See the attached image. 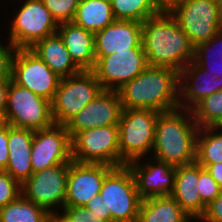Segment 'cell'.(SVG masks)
<instances>
[{
    "label": "cell",
    "instance_id": "1",
    "mask_svg": "<svg viewBox=\"0 0 222 222\" xmlns=\"http://www.w3.org/2000/svg\"><path fill=\"white\" fill-rule=\"evenodd\" d=\"M141 44L148 66L173 69L186 80L210 66L169 12H160L142 22Z\"/></svg>",
    "mask_w": 222,
    "mask_h": 222
},
{
    "label": "cell",
    "instance_id": "2",
    "mask_svg": "<svg viewBox=\"0 0 222 222\" xmlns=\"http://www.w3.org/2000/svg\"><path fill=\"white\" fill-rule=\"evenodd\" d=\"M186 81L173 69L148 66L117 90L122 109L176 110L186 104Z\"/></svg>",
    "mask_w": 222,
    "mask_h": 222
},
{
    "label": "cell",
    "instance_id": "3",
    "mask_svg": "<svg viewBox=\"0 0 222 222\" xmlns=\"http://www.w3.org/2000/svg\"><path fill=\"white\" fill-rule=\"evenodd\" d=\"M169 13L210 65H222V15L216 0H182Z\"/></svg>",
    "mask_w": 222,
    "mask_h": 222
},
{
    "label": "cell",
    "instance_id": "4",
    "mask_svg": "<svg viewBox=\"0 0 222 222\" xmlns=\"http://www.w3.org/2000/svg\"><path fill=\"white\" fill-rule=\"evenodd\" d=\"M198 130L191 109L186 104L160 113L155 123L151 157L174 167L196 162Z\"/></svg>",
    "mask_w": 222,
    "mask_h": 222
},
{
    "label": "cell",
    "instance_id": "5",
    "mask_svg": "<svg viewBox=\"0 0 222 222\" xmlns=\"http://www.w3.org/2000/svg\"><path fill=\"white\" fill-rule=\"evenodd\" d=\"M11 2V7L18 5L19 8L15 7L14 11L9 9L8 11L12 12L5 15L6 17L9 15L5 22L8 25L1 24L6 30L4 33L6 39L17 49H30L37 41L57 33L58 24L42 0H11Z\"/></svg>",
    "mask_w": 222,
    "mask_h": 222
},
{
    "label": "cell",
    "instance_id": "6",
    "mask_svg": "<svg viewBox=\"0 0 222 222\" xmlns=\"http://www.w3.org/2000/svg\"><path fill=\"white\" fill-rule=\"evenodd\" d=\"M186 105L199 128L222 123V65H210L187 79Z\"/></svg>",
    "mask_w": 222,
    "mask_h": 222
},
{
    "label": "cell",
    "instance_id": "7",
    "mask_svg": "<svg viewBox=\"0 0 222 222\" xmlns=\"http://www.w3.org/2000/svg\"><path fill=\"white\" fill-rule=\"evenodd\" d=\"M160 112L152 109H123L118 123L121 166L151 157L155 123Z\"/></svg>",
    "mask_w": 222,
    "mask_h": 222
},
{
    "label": "cell",
    "instance_id": "8",
    "mask_svg": "<svg viewBox=\"0 0 222 222\" xmlns=\"http://www.w3.org/2000/svg\"><path fill=\"white\" fill-rule=\"evenodd\" d=\"M100 195L108 222H136L141 204L135 179L128 165L114 167L102 183Z\"/></svg>",
    "mask_w": 222,
    "mask_h": 222
},
{
    "label": "cell",
    "instance_id": "9",
    "mask_svg": "<svg viewBox=\"0 0 222 222\" xmlns=\"http://www.w3.org/2000/svg\"><path fill=\"white\" fill-rule=\"evenodd\" d=\"M102 90L103 88L92 70H81L75 75L61 78L51 101L54 124L64 126Z\"/></svg>",
    "mask_w": 222,
    "mask_h": 222
},
{
    "label": "cell",
    "instance_id": "10",
    "mask_svg": "<svg viewBox=\"0 0 222 222\" xmlns=\"http://www.w3.org/2000/svg\"><path fill=\"white\" fill-rule=\"evenodd\" d=\"M3 121L33 131L48 128L54 124L51 102L11 80Z\"/></svg>",
    "mask_w": 222,
    "mask_h": 222
},
{
    "label": "cell",
    "instance_id": "11",
    "mask_svg": "<svg viewBox=\"0 0 222 222\" xmlns=\"http://www.w3.org/2000/svg\"><path fill=\"white\" fill-rule=\"evenodd\" d=\"M72 160L121 166L118 124L77 132L71 138Z\"/></svg>",
    "mask_w": 222,
    "mask_h": 222
},
{
    "label": "cell",
    "instance_id": "12",
    "mask_svg": "<svg viewBox=\"0 0 222 222\" xmlns=\"http://www.w3.org/2000/svg\"><path fill=\"white\" fill-rule=\"evenodd\" d=\"M69 163L33 172L21 185V194L49 213H60L66 198Z\"/></svg>",
    "mask_w": 222,
    "mask_h": 222
},
{
    "label": "cell",
    "instance_id": "13",
    "mask_svg": "<svg viewBox=\"0 0 222 222\" xmlns=\"http://www.w3.org/2000/svg\"><path fill=\"white\" fill-rule=\"evenodd\" d=\"M11 80L51 102L61 78L30 49H17L12 60Z\"/></svg>",
    "mask_w": 222,
    "mask_h": 222
},
{
    "label": "cell",
    "instance_id": "14",
    "mask_svg": "<svg viewBox=\"0 0 222 222\" xmlns=\"http://www.w3.org/2000/svg\"><path fill=\"white\" fill-rule=\"evenodd\" d=\"M95 58L96 63L92 71L103 90L117 91L148 67L143 49H132Z\"/></svg>",
    "mask_w": 222,
    "mask_h": 222
},
{
    "label": "cell",
    "instance_id": "15",
    "mask_svg": "<svg viewBox=\"0 0 222 222\" xmlns=\"http://www.w3.org/2000/svg\"><path fill=\"white\" fill-rule=\"evenodd\" d=\"M71 161V137L65 126L53 124L34 131L31 150L33 172Z\"/></svg>",
    "mask_w": 222,
    "mask_h": 222
},
{
    "label": "cell",
    "instance_id": "16",
    "mask_svg": "<svg viewBox=\"0 0 222 222\" xmlns=\"http://www.w3.org/2000/svg\"><path fill=\"white\" fill-rule=\"evenodd\" d=\"M113 166L101 163H80L72 160L67 175L64 207L85 206L100 194L105 176Z\"/></svg>",
    "mask_w": 222,
    "mask_h": 222
},
{
    "label": "cell",
    "instance_id": "17",
    "mask_svg": "<svg viewBox=\"0 0 222 222\" xmlns=\"http://www.w3.org/2000/svg\"><path fill=\"white\" fill-rule=\"evenodd\" d=\"M122 110L118 91L102 90L64 126L72 138L80 131L118 124Z\"/></svg>",
    "mask_w": 222,
    "mask_h": 222
},
{
    "label": "cell",
    "instance_id": "18",
    "mask_svg": "<svg viewBox=\"0 0 222 222\" xmlns=\"http://www.w3.org/2000/svg\"><path fill=\"white\" fill-rule=\"evenodd\" d=\"M133 173L141 199L171 196L174 190L176 167L145 157L127 164Z\"/></svg>",
    "mask_w": 222,
    "mask_h": 222
},
{
    "label": "cell",
    "instance_id": "19",
    "mask_svg": "<svg viewBox=\"0 0 222 222\" xmlns=\"http://www.w3.org/2000/svg\"><path fill=\"white\" fill-rule=\"evenodd\" d=\"M141 43V22L114 20L95 34V57L109 56L132 49H143Z\"/></svg>",
    "mask_w": 222,
    "mask_h": 222
},
{
    "label": "cell",
    "instance_id": "20",
    "mask_svg": "<svg viewBox=\"0 0 222 222\" xmlns=\"http://www.w3.org/2000/svg\"><path fill=\"white\" fill-rule=\"evenodd\" d=\"M199 164L177 166L174 190L171 196L180 207L196 222L205 214L207 206L198 193Z\"/></svg>",
    "mask_w": 222,
    "mask_h": 222
},
{
    "label": "cell",
    "instance_id": "21",
    "mask_svg": "<svg viewBox=\"0 0 222 222\" xmlns=\"http://www.w3.org/2000/svg\"><path fill=\"white\" fill-rule=\"evenodd\" d=\"M34 131L8 124V165L6 171L22 185L33 174L31 150Z\"/></svg>",
    "mask_w": 222,
    "mask_h": 222
},
{
    "label": "cell",
    "instance_id": "22",
    "mask_svg": "<svg viewBox=\"0 0 222 222\" xmlns=\"http://www.w3.org/2000/svg\"><path fill=\"white\" fill-rule=\"evenodd\" d=\"M57 33L62 38L71 59L80 70H93L95 58V34L66 22L58 25Z\"/></svg>",
    "mask_w": 222,
    "mask_h": 222
},
{
    "label": "cell",
    "instance_id": "23",
    "mask_svg": "<svg viewBox=\"0 0 222 222\" xmlns=\"http://www.w3.org/2000/svg\"><path fill=\"white\" fill-rule=\"evenodd\" d=\"M30 50L60 78L75 75L81 71L71 59L58 33L37 41Z\"/></svg>",
    "mask_w": 222,
    "mask_h": 222
},
{
    "label": "cell",
    "instance_id": "24",
    "mask_svg": "<svg viewBox=\"0 0 222 222\" xmlns=\"http://www.w3.org/2000/svg\"><path fill=\"white\" fill-rule=\"evenodd\" d=\"M136 222H195L172 196L150 197L140 204Z\"/></svg>",
    "mask_w": 222,
    "mask_h": 222
},
{
    "label": "cell",
    "instance_id": "25",
    "mask_svg": "<svg viewBox=\"0 0 222 222\" xmlns=\"http://www.w3.org/2000/svg\"><path fill=\"white\" fill-rule=\"evenodd\" d=\"M114 20L110 0H80L73 22L96 34Z\"/></svg>",
    "mask_w": 222,
    "mask_h": 222
},
{
    "label": "cell",
    "instance_id": "26",
    "mask_svg": "<svg viewBox=\"0 0 222 222\" xmlns=\"http://www.w3.org/2000/svg\"><path fill=\"white\" fill-rule=\"evenodd\" d=\"M196 162L200 165L222 162V129L199 128L196 138Z\"/></svg>",
    "mask_w": 222,
    "mask_h": 222
},
{
    "label": "cell",
    "instance_id": "27",
    "mask_svg": "<svg viewBox=\"0 0 222 222\" xmlns=\"http://www.w3.org/2000/svg\"><path fill=\"white\" fill-rule=\"evenodd\" d=\"M50 213L20 194L0 208V222H46Z\"/></svg>",
    "mask_w": 222,
    "mask_h": 222
},
{
    "label": "cell",
    "instance_id": "28",
    "mask_svg": "<svg viewBox=\"0 0 222 222\" xmlns=\"http://www.w3.org/2000/svg\"><path fill=\"white\" fill-rule=\"evenodd\" d=\"M112 12L116 20L143 22L160 11L152 0H110Z\"/></svg>",
    "mask_w": 222,
    "mask_h": 222
},
{
    "label": "cell",
    "instance_id": "29",
    "mask_svg": "<svg viewBox=\"0 0 222 222\" xmlns=\"http://www.w3.org/2000/svg\"><path fill=\"white\" fill-rule=\"evenodd\" d=\"M57 24L73 22L80 0H42Z\"/></svg>",
    "mask_w": 222,
    "mask_h": 222
},
{
    "label": "cell",
    "instance_id": "30",
    "mask_svg": "<svg viewBox=\"0 0 222 222\" xmlns=\"http://www.w3.org/2000/svg\"><path fill=\"white\" fill-rule=\"evenodd\" d=\"M198 193L201 201L207 206L221 192L222 188L212 178L208 171L199 164Z\"/></svg>",
    "mask_w": 222,
    "mask_h": 222
},
{
    "label": "cell",
    "instance_id": "31",
    "mask_svg": "<svg viewBox=\"0 0 222 222\" xmlns=\"http://www.w3.org/2000/svg\"><path fill=\"white\" fill-rule=\"evenodd\" d=\"M21 194V185L6 171L0 170V208L14 201Z\"/></svg>",
    "mask_w": 222,
    "mask_h": 222
},
{
    "label": "cell",
    "instance_id": "32",
    "mask_svg": "<svg viewBox=\"0 0 222 222\" xmlns=\"http://www.w3.org/2000/svg\"><path fill=\"white\" fill-rule=\"evenodd\" d=\"M5 38L0 35V79H11L12 60L17 48Z\"/></svg>",
    "mask_w": 222,
    "mask_h": 222
},
{
    "label": "cell",
    "instance_id": "33",
    "mask_svg": "<svg viewBox=\"0 0 222 222\" xmlns=\"http://www.w3.org/2000/svg\"><path fill=\"white\" fill-rule=\"evenodd\" d=\"M60 213L69 222H108L85 206L64 207Z\"/></svg>",
    "mask_w": 222,
    "mask_h": 222
},
{
    "label": "cell",
    "instance_id": "34",
    "mask_svg": "<svg viewBox=\"0 0 222 222\" xmlns=\"http://www.w3.org/2000/svg\"><path fill=\"white\" fill-rule=\"evenodd\" d=\"M198 222H222V190L220 194L207 205L205 214Z\"/></svg>",
    "mask_w": 222,
    "mask_h": 222
},
{
    "label": "cell",
    "instance_id": "35",
    "mask_svg": "<svg viewBox=\"0 0 222 222\" xmlns=\"http://www.w3.org/2000/svg\"><path fill=\"white\" fill-rule=\"evenodd\" d=\"M8 123L0 125V170H5L8 165Z\"/></svg>",
    "mask_w": 222,
    "mask_h": 222
},
{
    "label": "cell",
    "instance_id": "36",
    "mask_svg": "<svg viewBox=\"0 0 222 222\" xmlns=\"http://www.w3.org/2000/svg\"><path fill=\"white\" fill-rule=\"evenodd\" d=\"M103 199L100 194L92 197L88 203L85 205V207L96 213L97 215H100L101 218L105 220V206L103 205Z\"/></svg>",
    "mask_w": 222,
    "mask_h": 222
},
{
    "label": "cell",
    "instance_id": "37",
    "mask_svg": "<svg viewBox=\"0 0 222 222\" xmlns=\"http://www.w3.org/2000/svg\"><path fill=\"white\" fill-rule=\"evenodd\" d=\"M11 79H0V115L4 116Z\"/></svg>",
    "mask_w": 222,
    "mask_h": 222
},
{
    "label": "cell",
    "instance_id": "38",
    "mask_svg": "<svg viewBox=\"0 0 222 222\" xmlns=\"http://www.w3.org/2000/svg\"><path fill=\"white\" fill-rule=\"evenodd\" d=\"M205 168L212 178L218 183L222 188V162L210 165H201Z\"/></svg>",
    "mask_w": 222,
    "mask_h": 222
},
{
    "label": "cell",
    "instance_id": "39",
    "mask_svg": "<svg viewBox=\"0 0 222 222\" xmlns=\"http://www.w3.org/2000/svg\"><path fill=\"white\" fill-rule=\"evenodd\" d=\"M182 0H152L154 6L160 12H170Z\"/></svg>",
    "mask_w": 222,
    "mask_h": 222
},
{
    "label": "cell",
    "instance_id": "40",
    "mask_svg": "<svg viewBox=\"0 0 222 222\" xmlns=\"http://www.w3.org/2000/svg\"><path fill=\"white\" fill-rule=\"evenodd\" d=\"M46 222H69L61 213H50Z\"/></svg>",
    "mask_w": 222,
    "mask_h": 222
},
{
    "label": "cell",
    "instance_id": "41",
    "mask_svg": "<svg viewBox=\"0 0 222 222\" xmlns=\"http://www.w3.org/2000/svg\"><path fill=\"white\" fill-rule=\"evenodd\" d=\"M220 13L222 15V0H216Z\"/></svg>",
    "mask_w": 222,
    "mask_h": 222
},
{
    "label": "cell",
    "instance_id": "42",
    "mask_svg": "<svg viewBox=\"0 0 222 222\" xmlns=\"http://www.w3.org/2000/svg\"><path fill=\"white\" fill-rule=\"evenodd\" d=\"M3 122H4V121H3V116L0 115V125H1Z\"/></svg>",
    "mask_w": 222,
    "mask_h": 222
},
{
    "label": "cell",
    "instance_id": "43",
    "mask_svg": "<svg viewBox=\"0 0 222 222\" xmlns=\"http://www.w3.org/2000/svg\"><path fill=\"white\" fill-rule=\"evenodd\" d=\"M218 128L222 129V123L218 126Z\"/></svg>",
    "mask_w": 222,
    "mask_h": 222
}]
</instances>
